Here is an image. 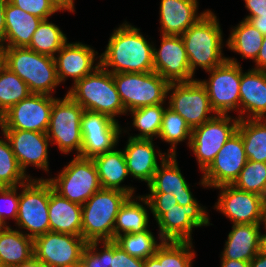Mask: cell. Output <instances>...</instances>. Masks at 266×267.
Segmentation results:
<instances>
[{"label":"cell","mask_w":266,"mask_h":267,"mask_svg":"<svg viewBox=\"0 0 266 267\" xmlns=\"http://www.w3.org/2000/svg\"><path fill=\"white\" fill-rule=\"evenodd\" d=\"M57 97L31 94L0 116L1 130H25L47 133L51 109Z\"/></svg>","instance_id":"5bb4252c"},{"label":"cell","mask_w":266,"mask_h":267,"mask_svg":"<svg viewBox=\"0 0 266 267\" xmlns=\"http://www.w3.org/2000/svg\"><path fill=\"white\" fill-rule=\"evenodd\" d=\"M3 65L17 74L32 94L53 96L60 84L53 57L39 54L27 47H2Z\"/></svg>","instance_id":"3957f363"},{"label":"cell","mask_w":266,"mask_h":267,"mask_svg":"<svg viewBox=\"0 0 266 267\" xmlns=\"http://www.w3.org/2000/svg\"><path fill=\"white\" fill-rule=\"evenodd\" d=\"M86 245L82 236L49 231L34 239V256L47 267H74Z\"/></svg>","instance_id":"9a60e30c"},{"label":"cell","mask_w":266,"mask_h":267,"mask_svg":"<svg viewBox=\"0 0 266 267\" xmlns=\"http://www.w3.org/2000/svg\"><path fill=\"white\" fill-rule=\"evenodd\" d=\"M250 267H266V255L259 252L250 261Z\"/></svg>","instance_id":"11a10c76"},{"label":"cell","mask_w":266,"mask_h":267,"mask_svg":"<svg viewBox=\"0 0 266 267\" xmlns=\"http://www.w3.org/2000/svg\"><path fill=\"white\" fill-rule=\"evenodd\" d=\"M59 11H68L70 13L75 12L74 0H49Z\"/></svg>","instance_id":"816d5d0a"},{"label":"cell","mask_w":266,"mask_h":267,"mask_svg":"<svg viewBox=\"0 0 266 267\" xmlns=\"http://www.w3.org/2000/svg\"><path fill=\"white\" fill-rule=\"evenodd\" d=\"M206 208L202 204H177L171 208H150V211L162 240L192 242L194 228L213 225Z\"/></svg>","instance_id":"8fae6325"},{"label":"cell","mask_w":266,"mask_h":267,"mask_svg":"<svg viewBox=\"0 0 266 267\" xmlns=\"http://www.w3.org/2000/svg\"><path fill=\"white\" fill-rule=\"evenodd\" d=\"M125 128L120 127L119 121L102 113L84 110L81 116L82 135L124 134L128 131Z\"/></svg>","instance_id":"60d3db41"},{"label":"cell","mask_w":266,"mask_h":267,"mask_svg":"<svg viewBox=\"0 0 266 267\" xmlns=\"http://www.w3.org/2000/svg\"><path fill=\"white\" fill-rule=\"evenodd\" d=\"M254 63L256 66L252 69L266 71V35H264L263 43Z\"/></svg>","instance_id":"681fc988"},{"label":"cell","mask_w":266,"mask_h":267,"mask_svg":"<svg viewBox=\"0 0 266 267\" xmlns=\"http://www.w3.org/2000/svg\"><path fill=\"white\" fill-rule=\"evenodd\" d=\"M7 0H0V46L4 45L6 25H5V5Z\"/></svg>","instance_id":"f5cc1de1"},{"label":"cell","mask_w":266,"mask_h":267,"mask_svg":"<svg viewBox=\"0 0 266 267\" xmlns=\"http://www.w3.org/2000/svg\"><path fill=\"white\" fill-rule=\"evenodd\" d=\"M129 195L101 188L82 205L81 236L87 242L113 241L115 219Z\"/></svg>","instance_id":"5b68a950"},{"label":"cell","mask_w":266,"mask_h":267,"mask_svg":"<svg viewBox=\"0 0 266 267\" xmlns=\"http://www.w3.org/2000/svg\"><path fill=\"white\" fill-rule=\"evenodd\" d=\"M209 78L199 81L205 87L216 114L238 112L240 101L241 64L237 58L227 57L221 65L206 71ZM231 111V112H230Z\"/></svg>","instance_id":"30bf717a"},{"label":"cell","mask_w":266,"mask_h":267,"mask_svg":"<svg viewBox=\"0 0 266 267\" xmlns=\"http://www.w3.org/2000/svg\"><path fill=\"white\" fill-rule=\"evenodd\" d=\"M167 105L166 103L144 106L129 111L132 116V126L135 127L140 133L130 135L129 137L136 139H157L161 129L163 113Z\"/></svg>","instance_id":"836d02e7"},{"label":"cell","mask_w":266,"mask_h":267,"mask_svg":"<svg viewBox=\"0 0 266 267\" xmlns=\"http://www.w3.org/2000/svg\"><path fill=\"white\" fill-rule=\"evenodd\" d=\"M163 241L164 240H162L160 236H158L156 240V237L153 232H151L150 227L140 233L122 234L113 240V242L123 251L127 252L133 257L143 260L154 256L156 250L163 243Z\"/></svg>","instance_id":"e575fe53"},{"label":"cell","mask_w":266,"mask_h":267,"mask_svg":"<svg viewBox=\"0 0 266 267\" xmlns=\"http://www.w3.org/2000/svg\"><path fill=\"white\" fill-rule=\"evenodd\" d=\"M19 186L0 187V227L9 226L7 219L17 220L20 192ZM10 218V219H9Z\"/></svg>","instance_id":"ee69618b"},{"label":"cell","mask_w":266,"mask_h":267,"mask_svg":"<svg viewBox=\"0 0 266 267\" xmlns=\"http://www.w3.org/2000/svg\"><path fill=\"white\" fill-rule=\"evenodd\" d=\"M231 29L225 47L239 54L242 59L248 58L254 62L263 43L264 35L245 19Z\"/></svg>","instance_id":"4dcf8cb0"},{"label":"cell","mask_w":266,"mask_h":267,"mask_svg":"<svg viewBox=\"0 0 266 267\" xmlns=\"http://www.w3.org/2000/svg\"><path fill=\"white\" fill-rule=\"evenodd\" d=\"M92 159L96 165L102 188L115 189L125 192L129 196H135L136 188L131 185H121L130 175L123 150H117L115 147L113 150L99 154Z\"/></svg>","instance_id":"484cf974"},{"label":"cell","mask_w":266,"mask_h":267,"mask_svg":"<svg viewBox=\"0 0 266 267\" xmlns=\"http://www.w3.org/2000/svg\"><path fill=\"white\" fill-rule=\"evenodd\" d=\"M237 132L248 160L266 162V119H240Z\"/></svg>","instance_id":"1f68e13d"},{"label":"cell","mask_w":266,"mask_h":267,"mask_svg":"<svg viewBox=\"0 0 266 267\" xmlns=\"http://www.w3.org/2000/svg\"><path fill=\"white\" fill-rule=\"evenodd\" d=\"M121 134L82 135L81 157L93 158L99 154L113 150Z\"/></svg>","instance_id":"b9f144b4"},{"label":"cell","mask_w":266,"mask_h":267,"mask_svg":"<svg viewBox=\"0 0 266 267\" xmlns=\"http://www.w3.org/2000/svg\"><path fill=\"white\" fill-rule=\"evenodd\" d=\"M144 267H162V265L154 256H152L144 260Z\"/></svg>","instance_id":"680465c9"},{"label":"cell","mask_w":266,"mask_h":267,"mask_svg":"<svg viewBox=\"0 0 266 267\" xmlns=\"http://www.w3.org/2000/svg\"><path fill=\"white\" fill-rule=\"evenodd\" d=\"M110 267H144V260L129 255L111 241Z\"/></svg>","instance_id":"bcb514c9"},{"label":"cell","mask_w":266,"mask_h":267,"mask_svg":"<svg viewBox=\"0 0 266 267\" xmlns=\"http://www.w3.org/2000/svg\"><path fill=\"white\" fill-rule=\"evenodd\" d=\"M42 19L29 14L7 0L5 39L2 47H28Z\"/></svg>","instance_id":"83f0119b"},{"label":"cell","mask_w":266,"mask_h":267,"mask_svg":"<svg viewBox=\"0 0 266 267\" xmlns=\"http://www.w3.org/2000/svg\"><path fill=\"white\" fill-rule=\"evenodd\" d=\"M239 120L237 116L217 114L192 129L188 147L194 153L202 173L210 166L226 141L237 131Z\"/></svg>","instance_id":"7c38bea8"},{"label":"cell","mask_w":266,"mask_h":267,"mask_svg":"<svg viewBox=\"0 0 266 267\" xmlns=\"http://www.w3.org/2000/svg\"><path fill=\"white\" fill-rule=\"evenodd\" d=\"M13 267H47V266L43 264L41 261H39L35 256H33L30 260Z\"/></svg>","instance_id":"9f6ffc18"},{"label":"cell","mask_w":266,"mask_h":267,"mask_svg":"<svg viewBox=\"0 0 266 267\" xmlns=\"http://www.w3.org/2000/svg\"><path fill=\"white\" fill-rule=\"evenodd\" d=\"M67 94L84 110L105 114L115 121H118L116 117L128 115L116 89L113 74L101 65L72 85Z\"/></svg>","instance_id":"277c9868"},{"label":"cell","mask_w":266,"mask_h":267,"mask_svg":"<svg viewBox=\"0 0 266 267\" xmlns=\"http://www.w3.org/2000/svg\"><path fill=\"white\" fill-rule=\"evenodd\" d=\"M190 241H163L154 257L162 267H192L196 256Z\"/></svg>","instance_id":"8d00e7d4"},{"label":"cell","mask_w":266,"mask_h":267,"mask_svg":"<svg viewBox=\"0 0 266 267\" xmlns=\"http://www.w3.org/2000/svg\"><path fill=\"white\" fill-rule=\"evenodd\" d=\"M0 139V187H15L30 178L21 170L6 134Z\"/></svg>","instance_id":"f35d334b"},{"label":"cell","mask_w":266,"mask_h":267,"mask_svg":"<svg viewBox=\"0 0 266 267\" xmlns=\"http://www.w3.org/2000/svg\"><path fill=\"white\" fill-rule=\"evenodd\" d=\"M84 108L75 102L67 93L63 98L53 102L47 136L63 154L76 151L80 156L82 149L81 116Z\"/></svg>","instance_id":"52a82bcc"},{"label":"cell","mask_w":266,"mask_h":267,"mask_svg":"<svg viewBox=\"0 0 266 267\" xmlns=\"http://www.w3.org/2000/svg\"><path fill=\"white\" fill-rule=\"evenodd\" d=\"M55 177L46 178L53 190L71 202L83 205L101 184L92 158L75 156Z\"/></svg>","instance_id":"9c48e42d"},{"label":"cell","mask_w":266,"mask_h":267,"mask_svg":"<svg viewBox=\"0 0 266 267\" xmlns=\"http://www.w3.org/2000/svg\"><path fill=\"white\" fill-rule=\"evenodd\" d=\"M34 256V239L11 226L0 227V263L13 267Z\"/></svg>","instance_id":"f546056e"},{"label":"cell","mask_w":266,"mask_h":267,"mask_svg":"<svg viewBox=\"0 0 266 267\" xmlns=\"http://www.w3.org/2000/svg\"><path fill=\"white\" fill-rule=\"evenodd\" d=\"M13 5L42 20L60 12L49 0H9Z\"/></svg>","instance_id":"f6af8a7d"},{"label":"cell","mask_w":266,"mask_h":267,"mask_svg":"<svg viewBox=\"0 0 266 267\" xmlns=\"http://www.w3.org/2000/svg\"><path fill=\"white\" fill-rule=\"evenodd\" d=\"M220 190L213 209L222 213L232 224H254L266 222L264 197L237 189L232 184L215 187Z\"/></svg>","instance_id":"2e32d148"},{"label":"cell","mask_w":266,"mask_h":267,"mask_svg":"<svg viewBox=\"0 0 266 267\" xmlns=\"http://www.w3.org/2000/svg\"><path fill=\"white\" fill-rule=\"evenodd\" d=\"M221 267H250V261L220 259Z\"/></svg>","instance_id":"db71d44e"},{"label":"cell","mask_w":266,"mask_h":267,"mask_svg":"<svg viewBox=\"0 0 266 267\" xmlns=\"http://www.w3.org/2000/svg\"><path fill=\"white\" fill-rule=\"evenodd\" d=\"M167 100V106L181 115L191 130L217 115L199 78L189 82L170 83Z\"/></svg>","instance_id":"4fadbf2b"},{"label":"cell","mask_w":266,"mask_h":267,"mask_svg":"<svg viewBox=\"0 0 266 267\" xmlns=\"http://www.w3.org/2000/svg\"><path fill=\"white\" fill-rule=\"evenodd\" d=\"M150 205V208H171L177 205L176 198L167 193H148L144 195Z\"/></svg>","instance_id":"7dc6e473"},{"label":"cell","mask_w":266,"mask_h":267,"mask_svg":"<svg viewBox=\"0 0 266 267\" xmlns=\"http://www.w3.org/2000/svg\"><path fill=\"white\" fill-rule=\"evenodd\" d=\"M239 119H266V71L241 67Z\"/></svg>","instance_id":"603a6c76"},{"label":"cell","mask_w":266,"mask_h":267,"mask_svg":"<svg viewBox=\"0 0 266 267\" xmlns=\"http://www.w3.org/2000/svg\"><path fill=\"white\" fill-rule=\"evenodd\" d=\"M67 35L58 25L42 20L35 30L30 44L27 47L39 54L53 57L68 42Z\"/></svg>","instance_id":"d6a6232c"},{"label":"cell","mask_w":266,"mask_h":267,"mask_svg":"<svg viewBox=\"0 0 266 267\" xmlns=\"http://www.w3.org/2000/svg\"><path fill=\"white\" fill-rule=\"evenodd\" d=\"M198 5V0H161L160 34L181 36L209 10L198 13Z\"/></svg>","instance_id":"cb8c5ba5"},{"label":"cell","mask_w":266,"mask_h":267,"mask_svg":"<svg viewBox=\"0 0 266 267\" xmlns=\"http://www.w3.org/2000/svg\"><path fill=\"white\" fill-rule=\"evenodd\" d=\"M237 189L252 192L262 197L266 195V162L247 160L239 177L232 184Z\"/></svg>","instance_id":"ab89813d"},{"label":"cell","mask_w":266,"mask_h":267,"mask_svg":"<svg viewBox=\"0 0 266 267\" xmlns=\"http://www.w3.org/2000/svg\"><path fill=\"white\" fill-rule=\"evenodd\" d=\"M154 72L169 83L193 81L181 36L161 35L160 48L153 46Z\"/></svg>","instance_id":"ac0fdd59"},{"label":"cell","mask_w":266,"mask_h":267,"mask_svg":"<svg viewBox=\"0 0 266 267\" xmlns=\"http://www.w3.org/2000/svg\"><path fill=\"white\" fill-rule=\"evenodd\" d=\"M97 55L98 52L90 45L82 42H67L54 56L60 84L69 77L73 80L74 85L92 73L100 66V56Z\"/></svg>","instance_id":"ffe728a7"},{"label":"cell","mask_w":266,"mask_h":267,"mask_svg":"<svg viewBox=\"0 0 266 267\" xmlns=\"http://www.w3.org/2000/svg\"><path fill=\"white\" fill-rule=\"evenodd\" d=\"M254 28H257L263 35H266V15L256 17H244Z\"/></svg>","instance_id":"f907efd6"},{"label":"cell","mask_w":266,"mask_h":267,"mask_svg":"<svg viewBox=\"0 0 266 267\" xmlns=\"http://www.w3.org/2000/svg\"><path fill=\"white\" fill-rule=\"evenodd\" d=\"M2 131L6 134L15 158L25 175L32 179V176L26 173L28 166L49 173L48 148L51 142L47 133L25 130Z\"/></svg>","instance_id":"d6986e66"},{"label":"cell","mask_w":266,"mask_h":267,"mask_svg":"<svg viewBox=\"0 0 266 267\" xmlns=\"http://www.w3.org/2000/svg\"><path fill=\"white\" fill-rule=\"evenodd\" d=\"M264 213H265V219H266V195L264 197Z\"/></svg>","instance_id":"94428289"},{"label":"cell","mask_w":266,"mask_h":267,"mask_svg":"<svg viewBox=\"0 0 266 267\" xmlns=\"http://www.w3.org/2000/svg\"><path fill=\"white\" fill-rule=\"evenodd\" d=\"M177 155H169L162 162L154 173L152 182L147 186L149 193H167L173 195L178 204H200L194 198L181 170L178 166Z\"/></svg>","instance_id":"7402d4cb"},{"label":"cell","mask_w":266,"mask_h":267,"mask_svg":"<svg viewBox=\"0 0 266 267\" xmlns=\"http://www.w3.org/2000/svg\"><path fill=\"white\" fill-rule=\"evenodd\" d=\"M264 225V233H260V249L259 252L266 255V222L263 223Z\"/></svg>","instance_id":"6f0895ef"},{"label":"cell","mask_w":266,"mask_h":267,"mask_svg":"<svg viewBox=\"0 0 266 267\" xmlns=\"http://www.w3.org/2000/svg\"><path fill=\"white\" fill-rule=\"evenodd\" d=\"M191 133L192 130L186 123L185 119L167 106L163 113L161 129L158 137L170 145L167 153L169 155H176L177 145L186 140L188 141L187 146H189Z\"/></svg>","instance_id":"d590c367"},{"label":"cell","mask_w":266,"mask_h":267,"mask_svg":"<svg viewBox=\"0 0 266 267\" xmlns=\"http://www.w3.org/2000/svg\"><path fill=\"white\" fill-rule=\"evenodd\" d=\"M27 84L6 66L0 68V116L31 95Z\"/></svg>","instance_id":"74e56055"},{"label":"cell","mask_w":266,"mask_h":267,"mask_svg":"<svg viewBox=\"0 0 266 267\" xmlns=\"http://www.w3.org/2000/svg\"><path fill=\"white\" fill-rule=\"evenodd\" d=\"M153 141L128 137L127 144L123 148L130 177L146 182L147 186L152 182L154 173L160 165L159 162L169 156L167 152L163 153L158 147L155 149Z\"/></svg>","instance_id":"44dd1931"},{"label":"cell","mask_w":266,"mask_h":267,"mask_svg":"<svg viewBox=\"0 0 266 267\" xmlns=\"http://www.w3.org/2000/svg\"><path fill=\"white\" fill-rule=\"evenodd\" d=\"M3 66V48L0 46V68Z\"/></svg>","instance_id":"91938a15"},{"label":"cell","mask_w":266,"mask_h":267,"mask_svg":"<svg viewBox=\"0 0 266 267\" xmlns=\"http://www.w3.org/2000/svg\"><path fill=\"white\" fill-rule=\"evenodd\" d=\"M148 210H150V205L144 195L129 196L116 216L113 240L125 233L136 234L147 230L150 227Z\"/></svg>","instance_id":"f1b7e54d"},{"label":"cell","mask_w":266,"mask_h":267,"mask_svg":"<svg viewBox=\"0 0 266 267\" xmlns=\"http://www.w3.org/2000/svg\"><path fill=\"white\" fill-rule=\"evenodd\" d=\"M48 212L50 231L81 236L82 205L60 196L51 183Z\"/></svg>","instance_id":"4316f807"},{"label":"cell","mask_w":266,"mask_h":267,"mask_svg":"<svg viewBox=\"0 0 266 267\" xmlns=\"http://www.w3.org/2000/svg\"><path fill=\"white\" fill-rule=\"evenodd\" d=\"M244 2L245 8L249 11V15L245 17L266 15V0H244Z\"/></svg>","instance_id":"c3c4849f"},{"label":"cell","mask_w":266,"mask_h":267,"mask_svg":"<svg viewBox=\"0 0 266 267\" xmlns=\"http://www.w3.org/2000/svg\"><path fill=\"white\" fill-rule=\"evenodd\" d=\"M113 78L127 114L140 107L166 103L170 83L154 71L116 73Z\"/></svg>","instance_id":"ba28073f"},{"label":"cell","mask_w":266,"mask_h":267,"mask_svg":"<svg viewBox=\"0 0 266 267\" xmlns=\"http://www.w3.org/2000/svg\"><path fill=\"white\" fill-rule=\"evenodd\" d=\"M247 160L243 139L236 131L202 173L199 185L213 189L220 185L233 184Z\"/></svg>","instance_id":"e0dca14e"},{"label":"cell","mask_w":266,"mask_h":267,"mask_svg":"<svg viewBox=\"0 0 266 267\" xmlns=\"http://www.w3.org/2000/svg\"><path fill=\"white\" fill-rule=\"evenodd\" d=\"M222 31L219 19L209 9L181 35L193 75L198 67L206 72L227 60L222 53L224 47Z\"/></svg>","instance_id":"7a4b0ae2"},{"label":"cell","mask_w":266,"mask_h":267,"mask_svg":"<svg viewBox=\"0 0 266 267\" xmlns=\"http://www.w3.org/2000/svg\"><path fill=\"white\" fill-rule=\"evenodd\" d=\"M81 264L83 267H110L111 241L87 243L82 251Z\"/></svg>","instance_id":"7bdbcfd3"},{"label":"cell","mask_w":266,"mask_h":267,"mask_svg":"<svg viewBox=\"0 0 266 267\" xmlns=\"http://www.w3.org/2000/svg\"><path fill=\"white\" fill-rule=\"evenodd\" d=\"M140 28L124 21L110 35L100 65L112 74L146 73L154 71L153 44Z\"/></svg>","instance_id":"6da1fadb"},{"label":"cell","mask_w":266,"mask_h":267,"mask_svg":"<svg viewBox=\"0 0 266 267\" xmlns=\"http://www.w3.org/2000/svg\"><path fill=\"white\" fill-rule=\"evenodd\" d=\"M262 224H233L220 259L251 261L259 253Z\"/></svg>","instance_id":"d4e9b609"},{"label":"cell","mask_w":266,"mask_h":267,"mask_svg":"<svg viewBox=\"0 0 266 267\" xmlns=\"http://www.w3.org/2000/svg\"><path fill=\"white\" fill-rule=\"evenodd\" d=\"M74 267H83V266H82V264H79V265H77V266H74Z\"/></svg>","instance_id":"6125c7cd"},{"label":"cell","mask_w":266,"mask_h":267,"mask_svg":"<svg viewBox=\"0 0 266 267\" xmlns=\"http://www.w3.org/2000/svg\"><path fill=\"white\" fill-rule=\"evenodd\" d=\"M20 198L15 224L18 230L35 239L50 231V182L46 178L29 179L20 185ZM27 230V232L25 231Z\"/></svg>","instance_id":"8992f818"}]
</instances>
